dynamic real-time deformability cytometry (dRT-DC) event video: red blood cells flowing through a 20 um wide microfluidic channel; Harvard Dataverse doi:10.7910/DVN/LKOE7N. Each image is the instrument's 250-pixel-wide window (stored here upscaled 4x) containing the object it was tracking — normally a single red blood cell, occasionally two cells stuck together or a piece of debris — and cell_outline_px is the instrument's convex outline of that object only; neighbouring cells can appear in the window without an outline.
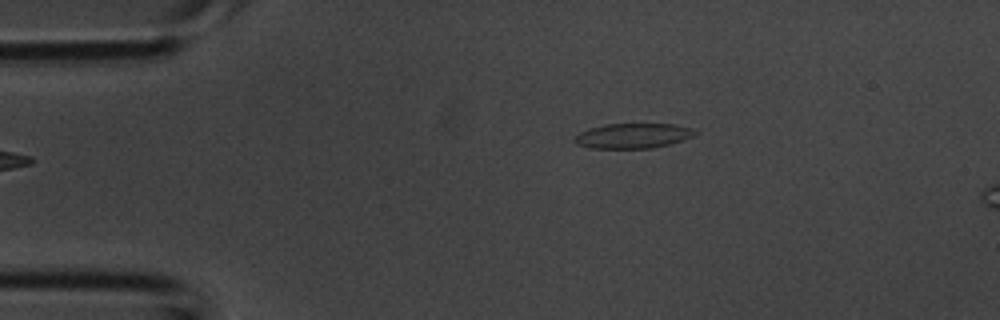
{"species": "common noctule bat (a hibernating species)", "species_latin": "Nyctalus noctula", "temperature_condition": "room temperature", "stored_images_in_passage": 5, "camera_frame_rate_fps": 3000, "um_per_image_px": 0.085, "animal": {"sex": "male", "body_mass_g": 20.1, "forearm_length_mm": 53.5}, "frame": {"image": 1, "passage_image": 5, "time_ms": 1.333, "image_size_px": [1000, 320], "cell_outline_px": [[696, 132], [692, 136], [668, 144], [652, 148], [592, 148], [576, 144], [572, 140], [580, 132], [588, 128], [604, 124], [676, 124], [692, 128]], "centroid_in_image_um": [53.74, 11.53], "position_along_channel_um": 31.3, "area_um2": 17.4}}